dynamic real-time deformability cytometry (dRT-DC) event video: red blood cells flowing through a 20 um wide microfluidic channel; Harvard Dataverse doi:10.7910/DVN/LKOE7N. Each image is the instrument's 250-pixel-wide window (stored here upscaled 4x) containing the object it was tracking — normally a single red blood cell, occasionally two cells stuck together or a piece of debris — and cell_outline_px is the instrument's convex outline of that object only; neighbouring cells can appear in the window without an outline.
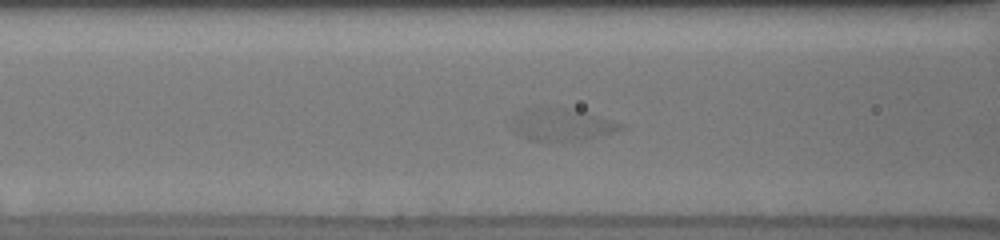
{"species": "human", "species_latin": "Homo sapiens", "temperature_condition": "cold", "stored_images_in_passage": 16, "camera_frame_rate_fps": 3000, "um_per_image_px": 0.085, "donor": {"sex": "male"}, "frame": {"image": 1, "passage_image": 6, "time_ms": 2.667, "image_size_px": [1000, 240], "cell_outline_px": [[624, 128], [612, 132], [572, 140], [528, 140], [516, 132], [512, 128], [512, 120], [516, 116], [556, 108], [560, 108], [580, 112], [624, 124]], "centroid_in_image_um": [47.77, 10.65], "position_along_channel_um": 118.8, "area_um2": 18.32}}
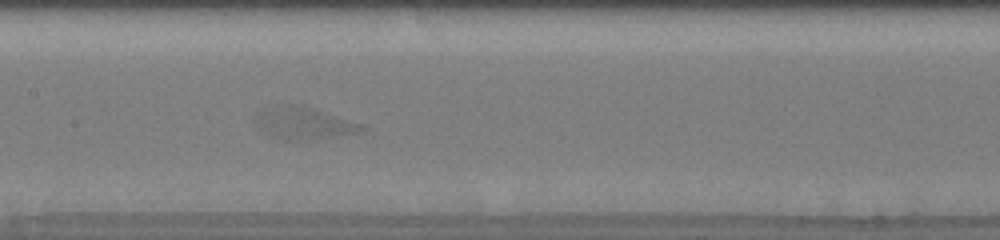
{"frame": {"image": 2, "passage_image": 13, "time_ms": 4.333, "image_size_px": [1000, 240], "cell_outline_px": [[364, 128], [352, 132], [332, 136], [288, 140], [272, 136], [256, 116], [264, 112], [304, 104], [364, 124]], "centroid_in_image_um": [26.01, 10.46], "position_along_channel_um": 181.4, "area_um2": 17.8}}
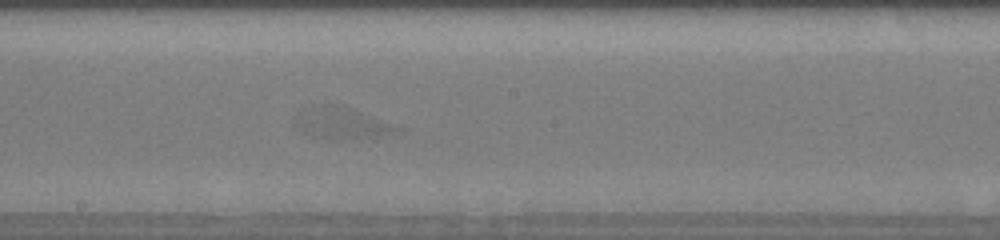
{"frame": {"image": 3, "passage_image": 16, "time_ms": 5.333, "image_size_px": [1000, 240], "cell_outline_px": [[408, 128], [404, 132], [372, 136], [328, 140], [312, 136], [304, 132], [296, 124], [292, 116], [320, 104], [328, 104], [352, 108]], "centroid_in_image_um": [29.15, 10.47], "position_along_channel_um": 219.1, "area_um2": 18.79}}